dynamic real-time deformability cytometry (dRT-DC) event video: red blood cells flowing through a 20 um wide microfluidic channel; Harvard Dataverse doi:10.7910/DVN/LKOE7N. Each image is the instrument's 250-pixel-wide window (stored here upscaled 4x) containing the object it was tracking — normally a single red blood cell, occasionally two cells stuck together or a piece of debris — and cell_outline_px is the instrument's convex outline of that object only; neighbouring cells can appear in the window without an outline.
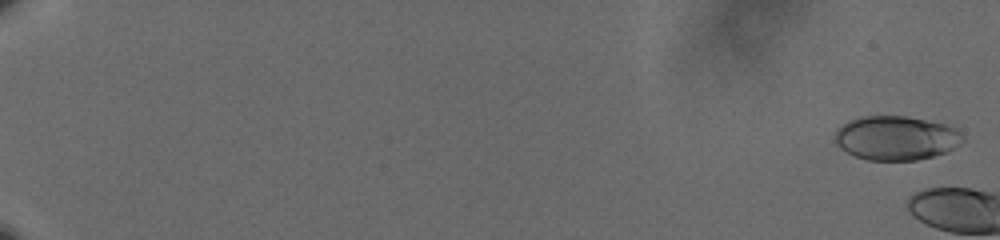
{"species": "human", "species_latin": "Homo sapiens", "temperature_condition": "cold", "stored_images_in_passage": 7, "camera_frame_rate_fps": 3000, "um_per_image_px": 0.085, "donor": {"sex": "male"}, "frame": {"image": 1, "passage_image": 2, "time_ms": 0.333, "image_size_px": [1000, 240], "cell_outline_px": [[964, 140], [960, 144], [944, 152], [932, 156], [916, 160], [868, 160], [856, 156], [840, 148], [836, 144], [836, 128], [848, 120], [860, 116], [908, 116], [944, 124], [956, 128], [964, 136]], "centroid_in_image_um": [76.15, 11.72], "position_along_channel_um": 8.8, "area_um2": 32.83}}